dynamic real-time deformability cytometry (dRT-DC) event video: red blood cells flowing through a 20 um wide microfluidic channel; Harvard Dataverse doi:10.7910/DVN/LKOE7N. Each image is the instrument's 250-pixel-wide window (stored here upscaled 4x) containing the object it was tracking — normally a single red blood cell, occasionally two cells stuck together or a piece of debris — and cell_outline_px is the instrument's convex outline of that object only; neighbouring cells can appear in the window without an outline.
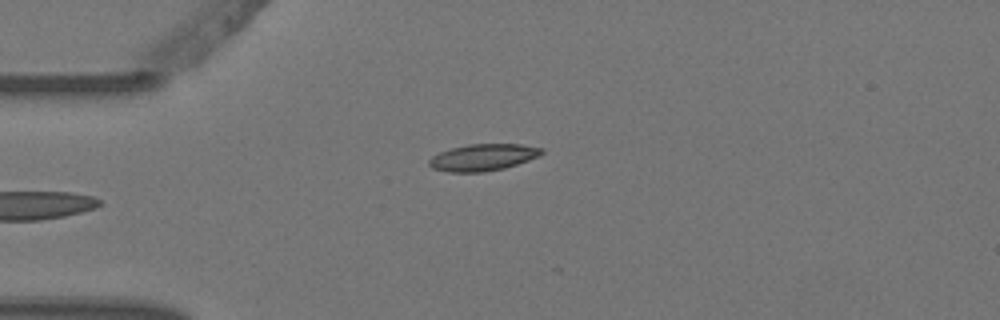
{"species": "Egyptian fruit bat (a non-hibernating species)", "species_latin": "Rousettus aegyptiacus", "temperature_condition": "warm", "stored_images_in_passage": 5, "camera_frame_rate_fps": 3000, "um_per_image_px": 0.085, "animal": {"sex": "female"}, "frame": {"image": 1, "passage_image": 5, "time_ms": 1.333, "image_size_px": [1000, 320], "cell_outline_px": [[544, 152], [540, 156], [504, 168], [484, 172], [448, 172], [432, 168], [428, 164], [428, 160], [432, 156], [440, 152], [452, 148], [468, 144], [520, 144], [544, 148]], "centroid_in_image_um": [41.06, 13.37], "position_along_channel_um": 43.9, "area_um2": 17.57}}